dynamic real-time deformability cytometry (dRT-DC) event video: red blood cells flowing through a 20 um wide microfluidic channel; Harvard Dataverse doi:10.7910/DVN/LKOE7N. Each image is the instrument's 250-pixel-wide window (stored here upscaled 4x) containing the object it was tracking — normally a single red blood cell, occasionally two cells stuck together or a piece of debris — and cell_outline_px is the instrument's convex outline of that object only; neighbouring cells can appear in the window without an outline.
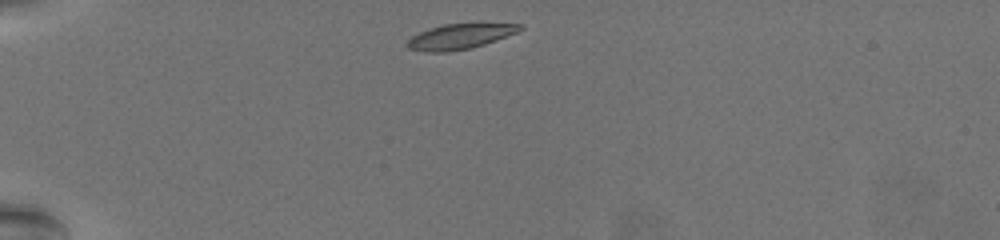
{"species": "common noctule bat (a hibernating species)", "species_latin": "Nyctalus noctula", "temperature_condition": "warm", "stored_images_in_passage": 39, "camera_frame_rate_fps": 3000, "um_per_image_px": 0.085, "animal": {"sex": "female", "body_mass_g": 19.5, "forearm_length_mm": 54.1}, "frame": {"image": 1, "passage_image": 1, "time_ms": 0.0, "image_size_px": [1000, 240], "cell_outline_px": [[524, 28], [516, 32], [484, 44], [468, 48], [444, 52], [432, 52], [408, 48], [404, 44], [412, 36], [428, 28], [444, 24], [480, 20], [484, 20], [524, 24]], "centroid_in_image_um": [39.19, 3.01], "position_along_channel_um": 45.8, "area_um2": 17.34}}
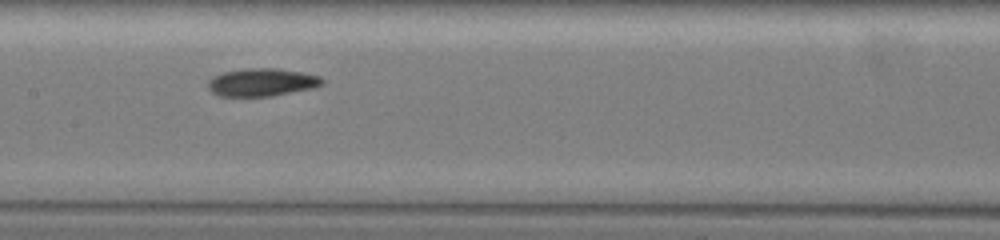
{"frame": {"image": 2, "passage_image": 17, "time_ms": 5.333, "image_size_px": [1000, 240], "cell_outline_px": [[324, 84], [312, 88], [268, 96], [220, 96], [212, 92], [208, 88], [208, 80], [212, 76], [224, 72], [244, 68], [276, 68], [300, 72], [320, 76], [324, 80]], "centroid_in_image_um": [22.23, 6.98], "position_along_channel_um": 185.2, "area_um2": 18.44}}
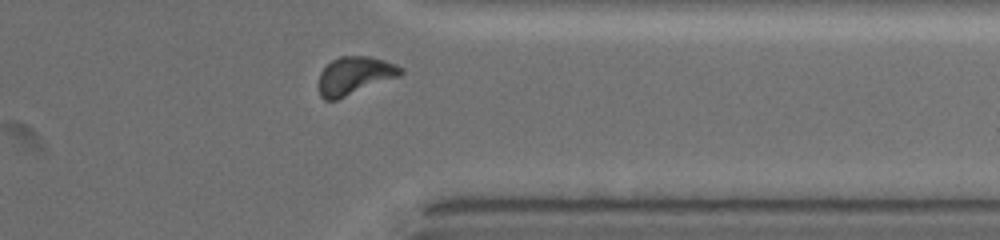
{"frame": {"image": 3, "passage_image": 34, "time_ms": 11.0, "image_size_px": [1000, 240], "cell_outline_px": [[404, 72], [400, 76], [336, 100], [324, 100], [320, 96], [320, 72], [332, 60], [340, 56], [368, 56], [384, 60], [396, 64], [404, 68]], "centroid_in_image_um": [30.18, 6.42], "position_along_channel_um": 381.2, "area_um2": 18.03}, "authors_computed_cell_mechanics": {"area_um2": 17.5134, "velocity_mm_per_s": 3.4894, "shape_relaxation_time_tau1_ms": 7.6689, "shape_relaxation_time_tau2_ms": 6.4973, "deformation_change_tau1": 0.1832, "deformation_change_tau2": 0.1486}}